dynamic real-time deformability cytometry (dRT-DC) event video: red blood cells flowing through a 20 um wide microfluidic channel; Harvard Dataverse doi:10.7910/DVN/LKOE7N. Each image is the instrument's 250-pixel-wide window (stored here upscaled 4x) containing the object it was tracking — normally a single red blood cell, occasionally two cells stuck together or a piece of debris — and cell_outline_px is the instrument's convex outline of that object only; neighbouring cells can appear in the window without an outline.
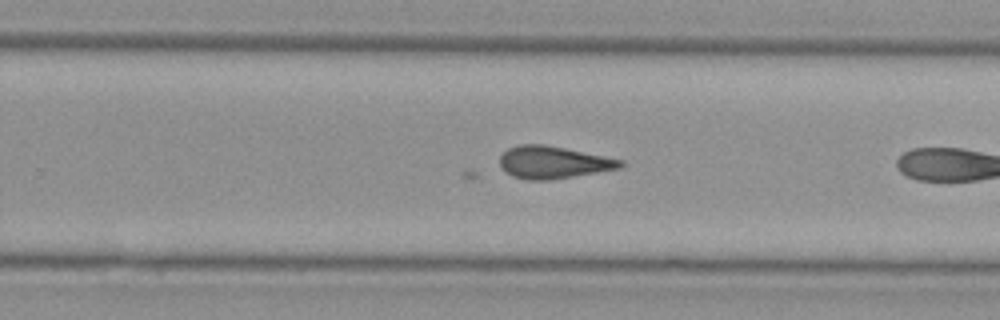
{"species": "Egyptian fruit bat (a non-hibernating species)", "species_latin": "Rousettus aegyptiacus", "temperature_condition": "cold", "stored_images_in_passage": 34, "camera_frame_rate_fps": 3000, "um_per_image_px": 0.085, "animal": {"sex": "female"}, "frame": {"image": 1, "passage_image": 26, "time_ms": 8.333, "image_size_px": [1000, 320], "cell_outline_px": [[624, 164], [620, 168], [548, 180], [528, 180], [512, 176], [500, 168], [500, 156], [508, 148], [520, 144], [544, 144], [624, 160]], "centroid_in_image_um": [46.99, 13.79], "position_along_channel_um": 282.8, "area_um2": 22.54}}